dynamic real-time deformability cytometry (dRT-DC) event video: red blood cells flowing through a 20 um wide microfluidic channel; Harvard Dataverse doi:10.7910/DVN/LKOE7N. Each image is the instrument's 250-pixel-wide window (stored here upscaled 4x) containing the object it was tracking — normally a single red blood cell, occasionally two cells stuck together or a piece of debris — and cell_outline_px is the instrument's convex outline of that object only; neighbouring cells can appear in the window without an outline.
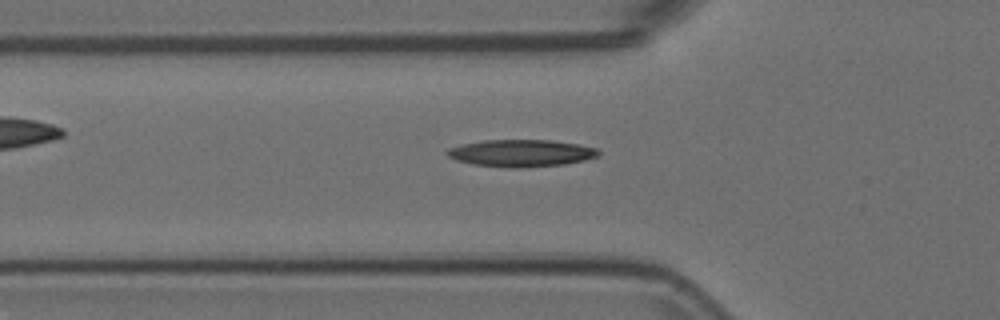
{"species": "Egyptian fruit bat (a non-hibernating species)", "species_latin": "Rousettus aegyptiacus", "temperature_condition": "room temperature", "stored_images_in_passage": 50, "camera_frame_rate_fps": 3000, "um_per_image_px": 0.085, "animal": {"sex": "female"}, "frame": {"image": 1, "passage_image": 18, "time_ms": 5.667, "image_size_px": [1000, 320], "cell_outline_px": [[600, 156], [584, 160], [564, 164], [524, 168], [508, 168], [472, 164], [456, 160], [448, 156], [444, 152], [448, 148], [464, 144], [484, 140], [552, 140], [580, 144], [596, 148], [600, 152]], "centroid_in_image_um": [44.31, 13.02], "position_along_channel_um": 81.5, "area_um2": 24.1}}
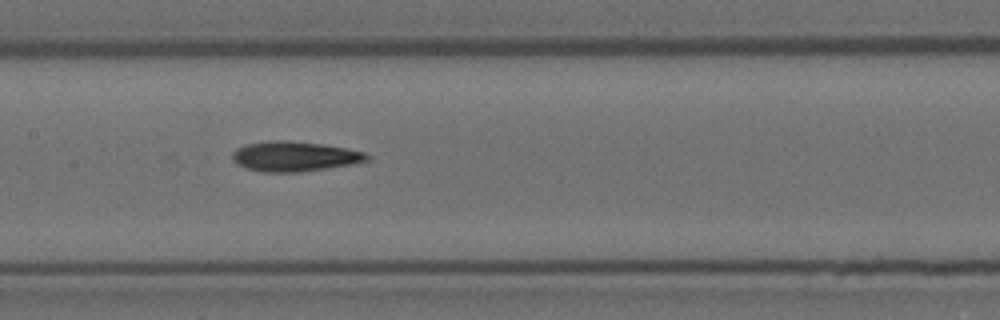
{"frame": {"image": 2, "passage_image": 26, "time_ms": 8.333, "image_size_px": [1000, 320], "cell_outline_px": [[372, 160], [352, 164], [300, 172], [260, 172], [248, 168], [232, 160], [232, 152], [236, 148], [244, 144], [268, 140], [288, 140], [320, 144], [344, 148], [364, 152], [372, 156]], "centroid_in_image_um": [25.03, 13.28], "position_along_channel_um": 182.4, "area_um2": 23.58}}
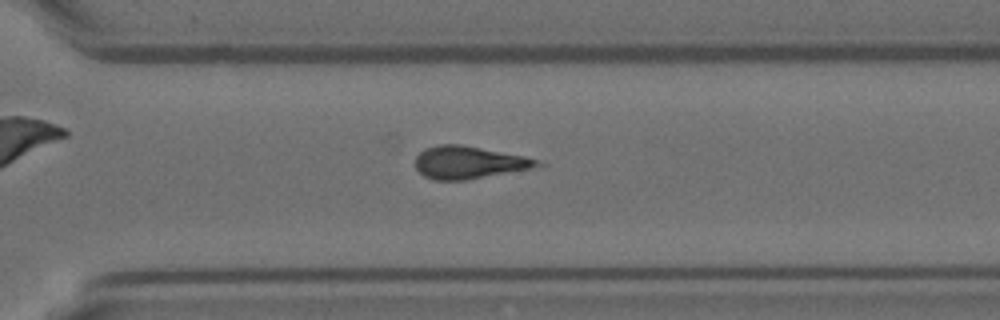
{"frame": {"image": 3, "passage_image": 38, "time_ms": 12.333, "image_size_px": [1000, 320], "cell_outline_px": [[548, 164], [528, 168], [464, 180], [436, 180], [424, 176], [416, 168], [416, 156], [424, 148], [440, 144], [460, 144], [524, 156]], "centroid_in_image_um": [39.8, 13.79], "position_along_channel_um": 330.8, "area_um2": 22.66}}